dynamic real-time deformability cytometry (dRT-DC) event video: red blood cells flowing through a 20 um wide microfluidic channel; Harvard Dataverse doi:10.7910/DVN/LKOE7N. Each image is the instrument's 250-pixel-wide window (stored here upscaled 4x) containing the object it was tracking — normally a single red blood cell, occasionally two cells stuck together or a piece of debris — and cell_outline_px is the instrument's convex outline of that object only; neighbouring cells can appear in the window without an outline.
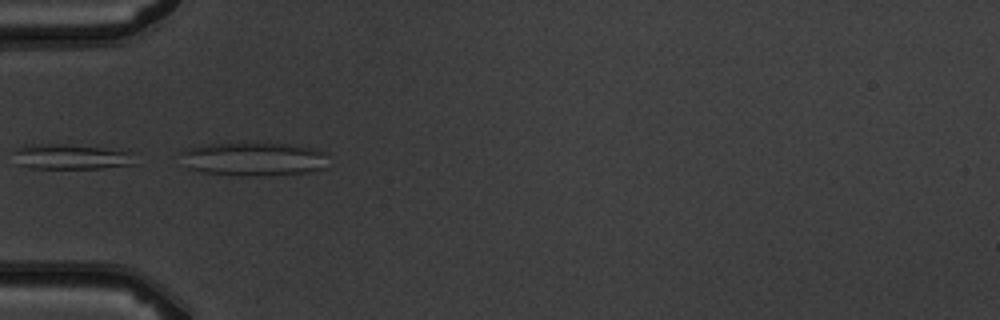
{"species": "common noctule bat (a hibernating species)", "species_latin": "Nyctalus noctula", "temperature_condition": "warm", "stored_images_in_passage": 7, "camera_frame_rate_fps": 3000, "um_per_image_px": 0.085, "animal": {"sex": "male", "body_mass_g": 19.5, "forearm_length_mm": 54.6}, "frame": {"image": 1, "passage_image": 3, "time_ms": 2.333, "image_size_px": [1000, 320], "cell_outline_px": [[136, 164], [100, 168], [32, 168], [16, 164], [12, 152], [12, 148], [24, 144], [64, 144], [104, 148], [132, 152]], "centroid_in_image_um": [5.93, 13.31], "position_along_channel_um": 79.1, "area_um2": 18.09}}
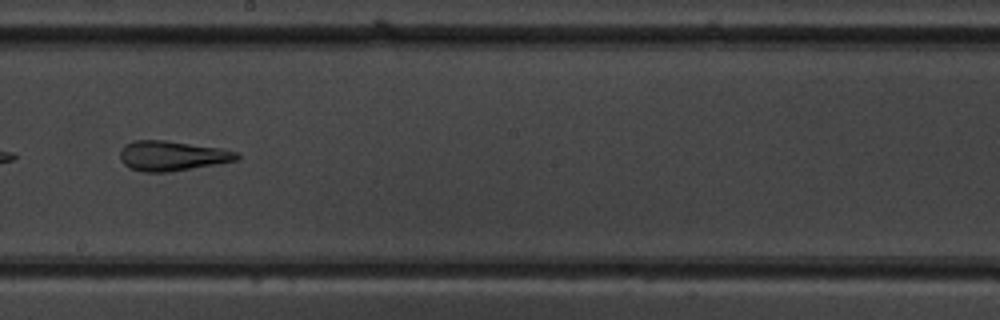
{"frame": {"image": 2, "passage_image": 7, "time_ms": 6.667, "image_size_px": [1000, 320], "cell_outline_px": [[240, 156], [236, 160], [216, 164], [168, 172], [144, 172], [128, 168], [120, 160], [120, 148], [124, 144], [132, 140], [164, 140], [220, 148], [236, 152]], "centroid_in_image_um": [14.55, 13.24], "position_along_channel_um": 233.7, "area_um2": 20.35}}